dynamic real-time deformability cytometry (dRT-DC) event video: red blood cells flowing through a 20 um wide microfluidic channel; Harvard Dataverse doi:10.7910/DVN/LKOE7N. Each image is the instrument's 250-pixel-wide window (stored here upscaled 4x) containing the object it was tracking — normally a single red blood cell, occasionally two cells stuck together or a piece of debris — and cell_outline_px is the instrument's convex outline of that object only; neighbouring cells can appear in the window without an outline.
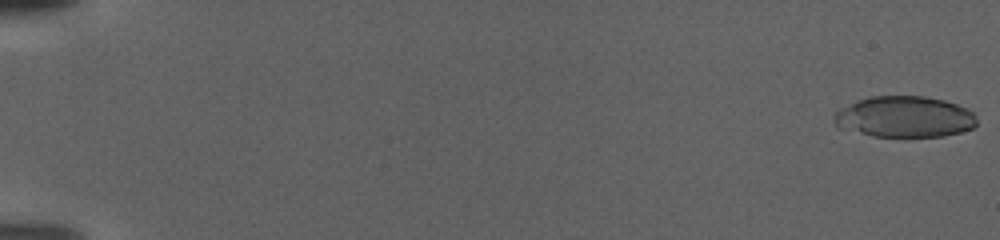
{"species": "human", "species_latin": "Homo sapiens", "temperature_condition": "warm", "stored_images_in_passage": 9, "camera_frame_rate_fps": 3000, "um_per_image_px": 0.085, "donor": {"sex": "female"}, "frame": {"image": 1, "passage_image": 1, "time_ms": 0.0, "image_size_px": [1000, 240], "cell_outline_px": [[976, 124], [972, 128], [960, 132], [944, 136], [872, 136], [836, 128], [832, 120], [836, 112], [840, 108], [856, 100], [872, 96], [924, 96], [944, 100], [968, 108], [976, 112]], "centroid_in_image_um": [76.86, 9.93], "position_along_channel_um": 8.1, "area_um2": 34.56}}